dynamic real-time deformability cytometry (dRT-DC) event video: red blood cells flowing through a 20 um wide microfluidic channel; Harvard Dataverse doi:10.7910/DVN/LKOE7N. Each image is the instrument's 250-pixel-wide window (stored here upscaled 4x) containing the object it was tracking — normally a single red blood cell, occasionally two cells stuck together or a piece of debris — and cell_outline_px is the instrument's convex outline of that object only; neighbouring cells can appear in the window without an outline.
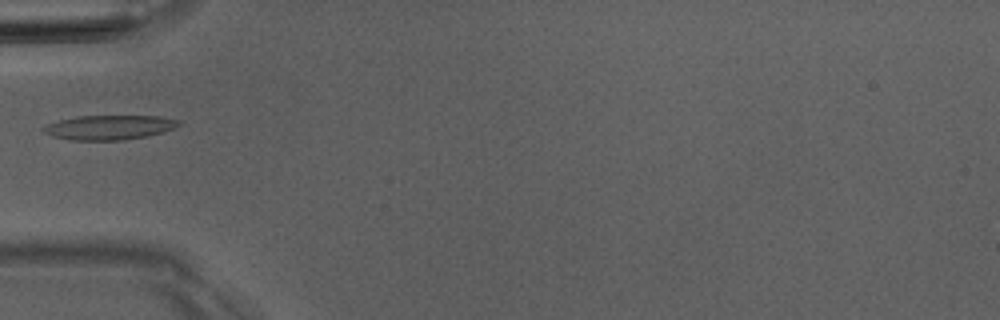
{"species": "Egyptian fruit bat (a non-hibernating species)", "species_latin": "Rousettus aegyptiacus", "temperature_condition": "room temperature", "stored_images_in_passage": 3, "camera_frame_rate_fps": 3000, "um_per_image_px": 0.085, "animal": {"sex": "male"}, "frame": {"image": 1, "passage_image": 3, "time_ms": 2.333, "image_size_px": [1000, 320], "cell_outline_px": [[184, 124], [148, 136], [124, 140], [68, 140], [52, 136], [44, 132], [40, 128], [48, 124], [60, 120], [76, 116], [160, 116], [180, 120]], "centroid_in_image_um": [9.29, 10.83], "position_along_channel_um": 75.7, "area_um2": 19.36}}